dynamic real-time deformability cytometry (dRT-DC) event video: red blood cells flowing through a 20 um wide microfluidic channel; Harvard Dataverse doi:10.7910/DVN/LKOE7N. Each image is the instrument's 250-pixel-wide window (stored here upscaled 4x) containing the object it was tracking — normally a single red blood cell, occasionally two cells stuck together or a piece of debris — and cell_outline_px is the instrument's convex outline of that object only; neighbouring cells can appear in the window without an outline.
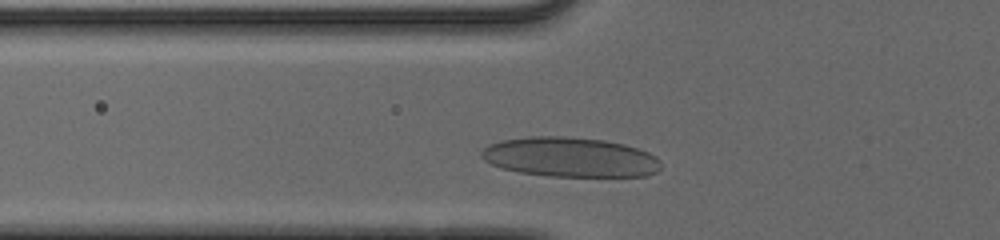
{"species": "human", "species_latin": "Homo sapiens", "temperature_condition": "cold", "stored_images_in_passage": 29, "camera_frame_rate_fps": 3000, "um_per_image_px": 0.085, "donor": {"sex": "male"}, "frame": {"image": 1, "passage_image": 4, "time_ms": 1.0, "image_size_px": [1000, 240], "cell_outline_px": [[660, 168], [656, 172], [644, 176], [548, 176], [520, 172], [500, 168], [484, 160], [480, 156], [480, 152], [484, 148], [500, 140], [532, 136], [564, 136], [604, 140], [624, 144], [648, 152], [656, 156], [660, 160]], "centroid_in_image_um": [48.45, 13.36], "position_along_channel_um": 77.4, "area_um2": 41.5}}
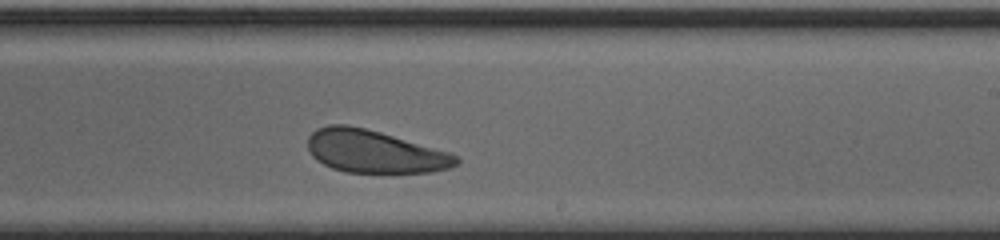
{"frame": {"image": 2, "passage_image": 18, "time_ms": 5.667, "image_size_px": [1000, 240], "cell_outline_px": [[460, 164], [448, 168], [432, 172], [344, 172], [332, 168], [316, 160], [312, 156], [308, 148], [308, 136], [316, 128], [328, 124], [348, 124], [380, 132], [452, 152], [460, 156]], "centroid_in_image_um": [31.86, 12.87], "position_along_channel_um": 257.1, "area_um2": 37.22}}
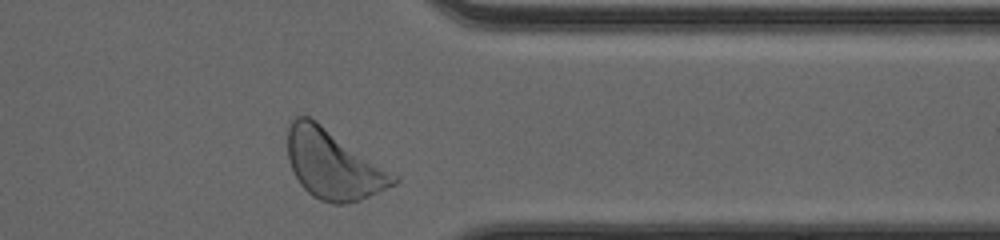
{"frame": {"image": 3, "passage_image": 28, "time_ms": 9.0, "image_size_px": [1000, 240], "cell_outline_px": [[400, 180], [396, 184], [360, 200], [344, 204], [332, 204], [320, 200], [312, 196], [300, 184], [288, 160], [288, 128], [292, 120], [296, 116], [308, 116], [316, 120], [400, 176]], "centroid_in_image_um": [28.36, 13.98], "position_along_channel_um": 383.0, "area_um2": 42.89}, "authors_computed_cell_mechanics": {"area_um2": 38.5526, "velocity_mm_per_s": 3.8755, "shape_relaxation_time_tau1_ms": 4.2554, "shape_relaxation_time_tau2_ms": 5.0384, "deformation_change_tau1": 0.1471, "deformation_change_tau2": 0.1286}}